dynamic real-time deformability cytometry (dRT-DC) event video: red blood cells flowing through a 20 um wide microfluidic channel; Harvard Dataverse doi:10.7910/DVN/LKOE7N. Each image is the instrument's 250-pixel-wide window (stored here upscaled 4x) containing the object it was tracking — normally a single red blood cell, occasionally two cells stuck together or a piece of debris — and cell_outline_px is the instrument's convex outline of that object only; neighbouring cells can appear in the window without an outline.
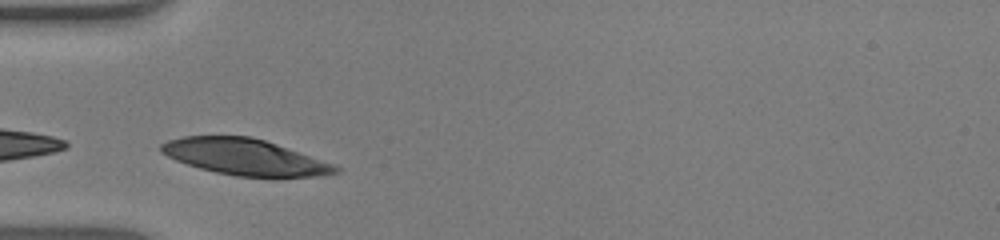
{"species": "human", "species_latin": "Homo sapiens", "temperature_condition": "warm", "stored_images_in_passage": 8, "camera_frame_rate_fps": 3000, "um_per_image_px": 0.085, "donor": {"sex": "male"}, "frame": {"image": 1, "passage_image": 2, "time_ms": 0.333, "image_size_px": [1000, 240], "cell_outline_px": [[340, 172], [324, 176], [236, 176], [216, 172], [200, 168], [176, 160], [160, 152], [160, 144], [168, 140], [184, 136], [252, 136], [276, 144], [332, 164], [340, 168]], "centroid_in_image_um": [20.77, 13.33], "position_along_channel_um": 64.2, "area_um2": 36.13}}